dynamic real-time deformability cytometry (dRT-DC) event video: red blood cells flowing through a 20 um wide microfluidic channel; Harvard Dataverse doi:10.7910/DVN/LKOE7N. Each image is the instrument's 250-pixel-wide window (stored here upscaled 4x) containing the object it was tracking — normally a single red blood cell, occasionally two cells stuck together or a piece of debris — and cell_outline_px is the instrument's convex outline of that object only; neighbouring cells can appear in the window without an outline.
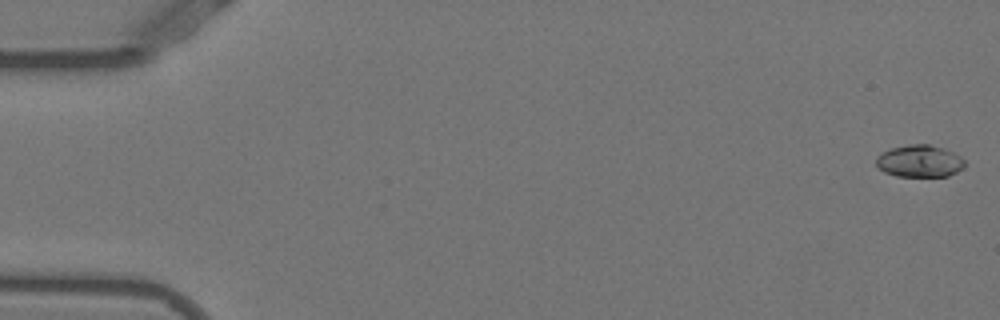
{"species": "Egyptian fruit bat (a non-hibernating species)", "species_latin": "Rousettus aegyptiacus", "temperature_condition": "warm", "stored_images_in_passage": 16, "camera_frame_rate_fps": 3000, "um_per_image_px": 0.085, "animal": {"sex": "female"}, "frame": {"image": 1, "passage_image": 1, "time_ms": 0.0, "image_size_px": [1000, 320], "cell_outline_px": [[964, 168], [948, 176], [896, 176], [884, 172], [876, 164], [876, 156], [880, 152], [892, 148], [908, 144], [928, 144], [944, 148], [960, 156], [964, 160]], "centroid_in_image_um": [78.15, 13.69], "position_along_channel_um": 6.9, "area_um2": 16.65}}
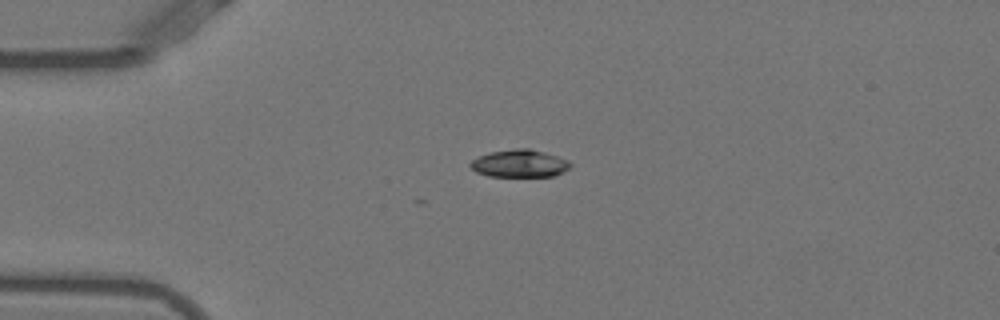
{"frame": {"image": 2, "passage_image": 13, "time_ms": 4.0, "image_size_px": [1000, 320], "cell_outline_px": [[572, 164], [564, 172], [552, 176], [488, 176], [476, 172], [468, 164], [472, 160], [488, 152], [516, 148], [532, 148], [568, 160]], "centroid_in_image_um": [44.15, 13.89], "position_along_channel_um": 40.8, "area_um2": 16.07}}